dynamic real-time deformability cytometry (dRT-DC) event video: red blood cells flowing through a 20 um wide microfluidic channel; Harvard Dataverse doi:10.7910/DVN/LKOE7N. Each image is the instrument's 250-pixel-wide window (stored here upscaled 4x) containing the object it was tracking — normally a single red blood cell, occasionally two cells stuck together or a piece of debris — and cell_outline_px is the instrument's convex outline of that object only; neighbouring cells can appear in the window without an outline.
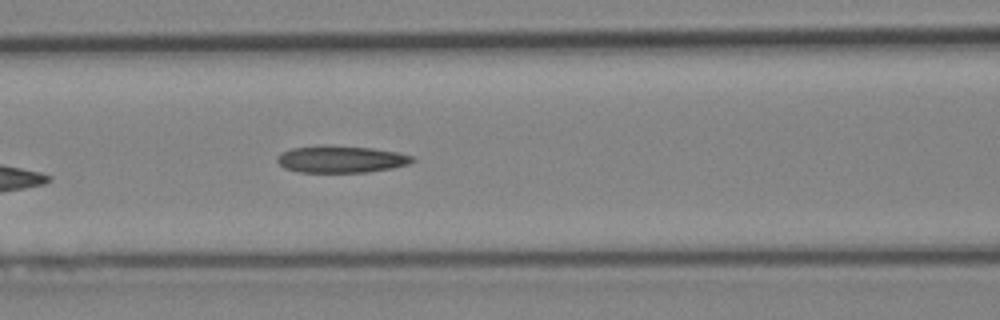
{"species": "Egyptian fruit bat (a non-hibernating species)", "species_latin": "Rousettus aegyptiacus", "temperature_condition": "cold", "stored_images_in_passage": 5, "camera_frame_rate_fps": 3000, "um_per_image_px": 0.085, "animal": {"sex": "female"}, "frame": {"image": 1, "passage_image": 5, "time_ms": 5.667, "image_size_px": [1000, 320], "cell_outline_px": [[416, 160], [408, 164], [392, 168], [368, 172], [300, 172], [284, 168], [276, 160], [276, 156], [292, 148], [372, 148], [396, 152], [412, 156]], "centroid_in_image_um": [29.03, 13.58], "position_along_channel_um": 137.6, "area_um2": 20.17}}